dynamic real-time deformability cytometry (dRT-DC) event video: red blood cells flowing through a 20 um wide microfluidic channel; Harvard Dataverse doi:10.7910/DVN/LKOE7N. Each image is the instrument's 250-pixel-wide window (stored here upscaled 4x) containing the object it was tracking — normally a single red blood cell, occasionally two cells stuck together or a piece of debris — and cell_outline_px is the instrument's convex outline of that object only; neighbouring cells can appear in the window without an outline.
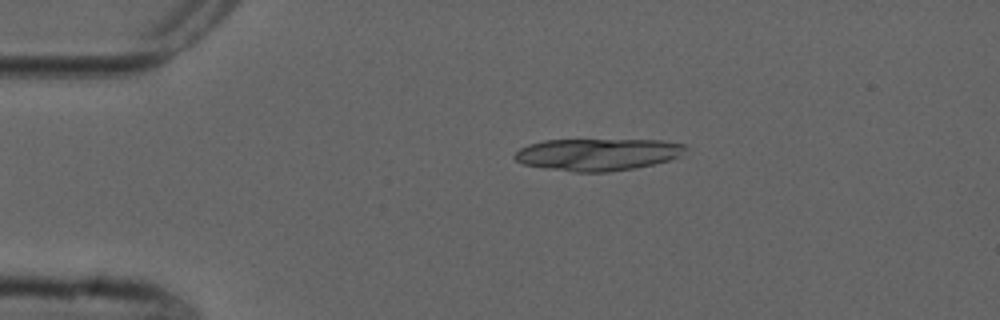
{"species": "common noctule bat (a hibernating species)", "species_latin": "Nyctalus noctula", "temperature_condition": "cold", "stored_images_in_passage": 2, "camera_frame_rate_fps": 3000, "um_per_image_px": 0.085, "animal": {"sex": "male", "forearm_length_mm": 52.5}, "frame": {"image": 1, "passage_image": 2, "time_ms": 2.333, "image_size_px": [1000, 320], "cell_outline_px": [[688, 148], [676, 156], [668, 160], [636, 168], [608, 172], [576, 172], [544, 168], [524, 164], [516, 160], [512, 156], [520, 148], [528, 144], [544, 140], [660, 140], [684, 144]], "centroid_in_image_um": [50.75, 13.12], "position_along_channel_um": 34.3, "area_um2": 31.79}}